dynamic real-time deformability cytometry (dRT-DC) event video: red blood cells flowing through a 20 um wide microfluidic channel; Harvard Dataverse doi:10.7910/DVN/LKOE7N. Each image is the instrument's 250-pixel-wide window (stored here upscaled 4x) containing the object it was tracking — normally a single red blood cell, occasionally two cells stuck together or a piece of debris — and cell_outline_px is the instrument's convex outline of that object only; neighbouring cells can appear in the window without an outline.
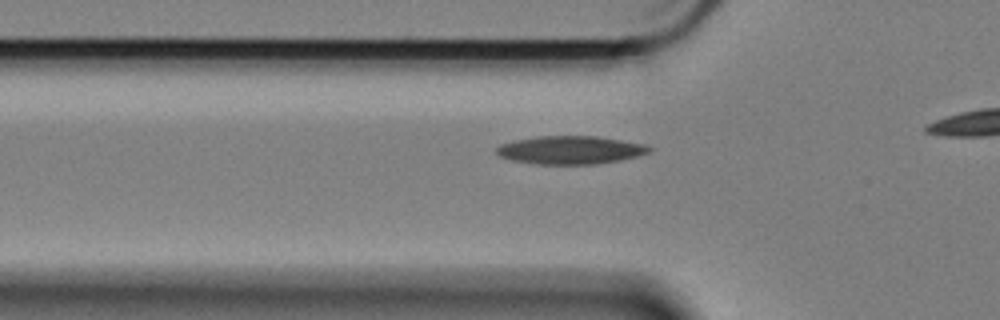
{"species": "Egyptian fruit bat (a non-hibernating species)", "species_latin": "Rousettus aegyptiacus", "temperature_condition": "cold", "stored_images_in_passage": 20, "camera_frame_rate_fps": 3000, "um_per_image_px": 0.085, "animal": {"sex": "female"}, "frame": {"image": 1, "passage_image": 10, "time_ms": 3.0, "image_size_px": [1000, 320], "cell_outline_px": [[652, 148], [648, 152], [636, 156], [620, 160], [596, 164], [532, 164], [512, 160], [500, 156], [496, 152], [496, 148], [500, 144], [516, 140], [536, 136], [596, 136], [644, 144]], "centroid_in_image_um": [48.44, 12.75], "position_along_channel_um": 77.4, "area_um2": 24.91}}
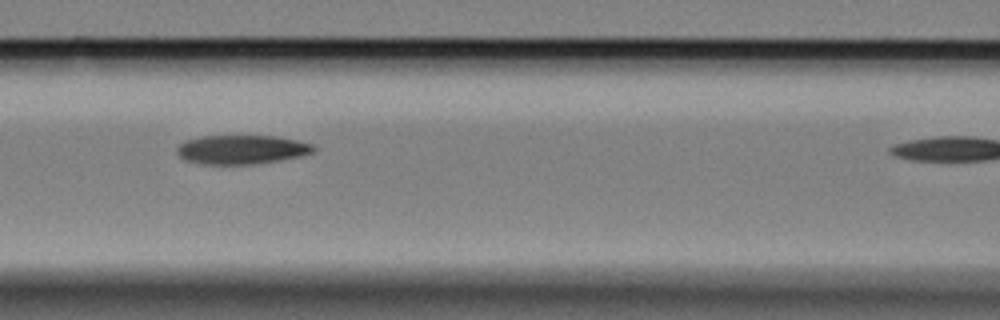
{"frame": {"image": 2, "passage_image": 16, "time_ms": 5.0, "image_size_px": [1000, 320], "cell_outline_px": [[316, 148], [312, 152], [300, 156], [280, 160], [256, 164], [204, 164], [184, 160], [176, 152], [176, 148], [180, 144], [188, 140], [200, 136], [272, 136], [296, 140], [312, 144]], "centroid_in_image_um": [20.52, 12.72], "position_along_channel_um": 146.1, "area_um2": 22.95}}
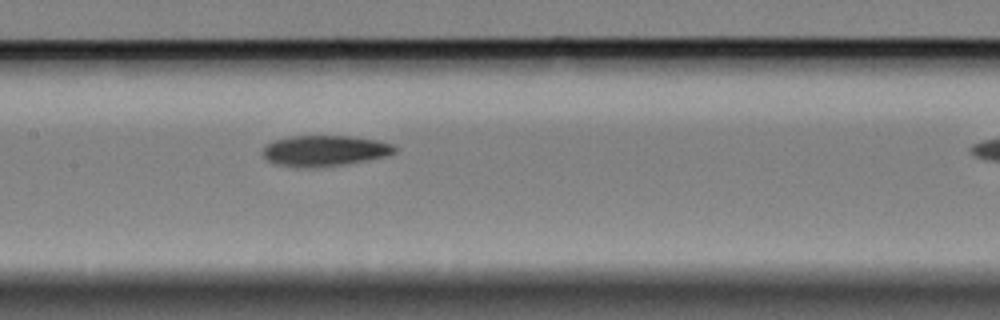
{"frame": {"image": 3, "passage_image": 19, "time_ms": 6.0, "image_size_px": [1000, 320], "cell_outline_px": [[396, 152], [388, 156], [368, 160], [344, 164], [312, 168], [296, 168], [276, 164], [268, 160], [264, 156], [264, 144], [272, 140], [292, 136], [348, 136], [376, 140], [396, 144]], "centroid_in_image_um": [27.6, 12.82], "position_along_channel_um": 179.8, "area_um2": 23.93}}